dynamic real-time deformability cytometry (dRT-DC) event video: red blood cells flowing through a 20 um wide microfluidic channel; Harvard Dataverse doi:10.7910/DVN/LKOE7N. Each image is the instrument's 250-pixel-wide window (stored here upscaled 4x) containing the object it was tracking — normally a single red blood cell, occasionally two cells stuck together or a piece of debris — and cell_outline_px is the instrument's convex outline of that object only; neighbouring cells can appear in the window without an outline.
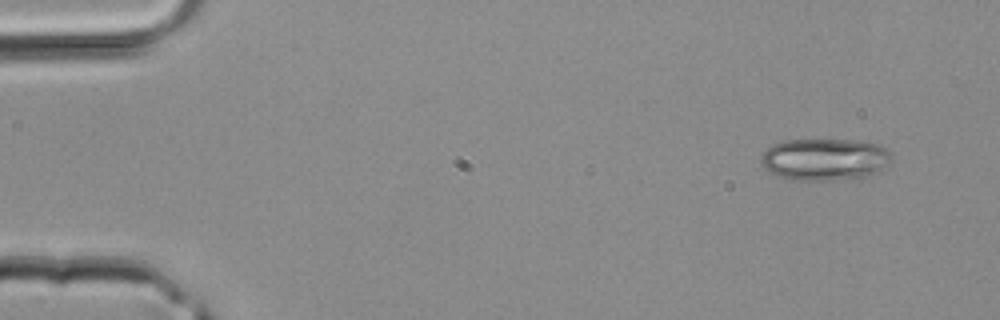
{"species": "common noctule bat (a hibernating species)", "species_latin": "Nyctalus noctula", "temperature_condition": "room temperature", "stored_images_in_passage": 13, "camera_frame_rate_fps": 3000, "um_per_image_px": 0.085, "animal": {"sex": "male", "body_mass_g": 20.4}, "frame": {"image": 1, "passage_image": 1, "time_ms": 0.0, "image_size_px": [1000, 320], "cell_outline_px": [[892, 160], [880, 172], [868, 176], [832, 180], [796, 180], [780, 176], [768, 172], [764, 168], [760, 160], [760, 156], [772, 144], [784, 140], [860, 140], [880, 144], [892, 152]], "centroid_in_image_um": [70.14, 13.54], "position_along_channel_um": 14.9, "area_um2": 32.37}}